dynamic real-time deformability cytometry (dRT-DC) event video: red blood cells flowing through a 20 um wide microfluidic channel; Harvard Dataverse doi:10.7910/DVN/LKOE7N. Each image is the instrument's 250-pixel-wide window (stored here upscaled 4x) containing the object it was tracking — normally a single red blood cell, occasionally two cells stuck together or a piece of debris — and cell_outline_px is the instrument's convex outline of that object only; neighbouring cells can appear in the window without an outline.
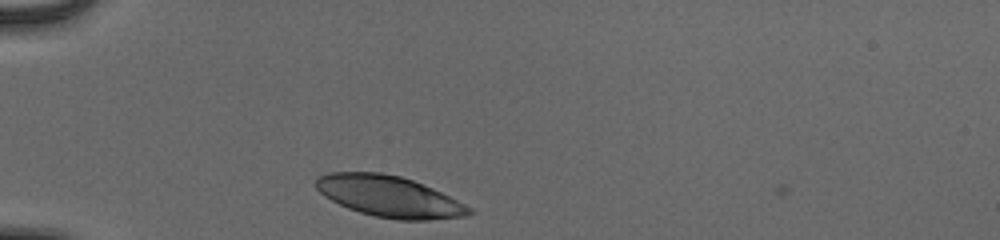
{"species": "human", "species_latin": "Homo sapiens", "temperature_condition": "cold", "stored_images_in_passage": 12, "camera_frame_rate_fps": 3000, "um_per_image_px": 0.085, "donor": {"sex": "male"}, "frame": {"image": 1, "passage_image": 1, "time_ms": 0.0, "image_size_px": [1000, 240], "cell_outline_px": [[476, 212], [468, 216], [428, 220], [396, 220], [376, 216], [360, 212], [348, 208], [324, 196], [312, 184], [320, 176], [328, 172], [380, 172], [400, 176], [412, 180], [432, 188], [472, 208]], "centroid_in_image_um": [33.08, 16.7], "position_along_channel_um": 51.9, "area_um2": 36.65}}
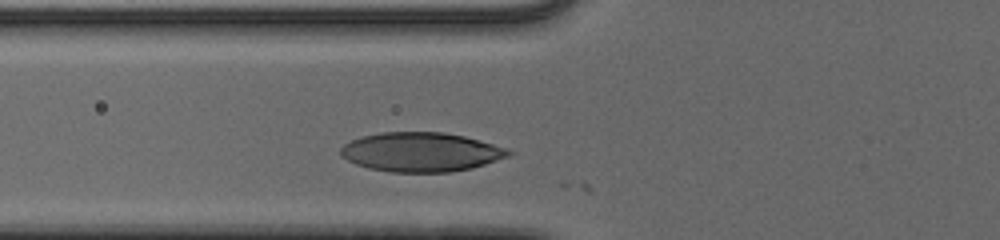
{"frame": {"image": 2, "passage_image": 6, "time_ms": 1.667, "image_size_px": [1000, 240], "cell_outline_px": [[512, 152], [508, 156], [472, 168], [452, 172], [392, 172], [368, 168], [356, 164], [340, 156], [340, 148], [344, 144], [352, 140], [364, 136], [380, 132], [444, 132], [464, 136], [480, 140], [508, 148]], "centroid_in_image_um": [35.77, 12.92], "position_along_channel_um": 90.0, "area_um2": 38.38}}
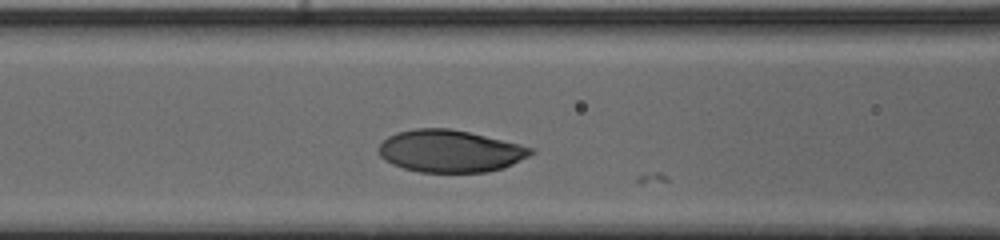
{"frame": {"image": 3, "passage_image": 9, "time_ms": 2.667, "image_size_px": [1000, 240], "cell_outline_px": [[536, 152], [504, 168], [488, 172], [420, 172], [404, 168], [392, 164], [384, 160], [380, 156], [380, 144], [388, 136], [396, 132], [416, 128], [452, 128], [520, 144], [536, 148]], "centroid_in_image_um": [38.28, 12.84], "position_along_channel_um": 128.3, "area_um2": 37.51}}